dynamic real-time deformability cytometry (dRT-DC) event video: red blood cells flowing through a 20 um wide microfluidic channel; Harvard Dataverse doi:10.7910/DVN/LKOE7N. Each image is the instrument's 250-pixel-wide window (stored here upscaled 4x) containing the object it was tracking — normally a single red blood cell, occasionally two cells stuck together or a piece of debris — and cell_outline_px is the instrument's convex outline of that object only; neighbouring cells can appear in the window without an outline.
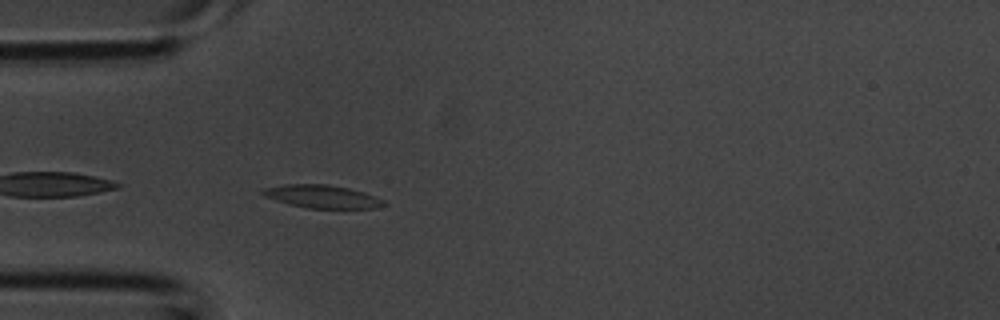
{"species": "common noctule bat (a hibernating species)", "species_latin": "Nyctalus noctula", "temperature_condition": "room temperature", "stored_images_in_passage": 31, "camera_frame_rate_fps": 3000, "um_per_image_px": 0.085, "animal": {"sex": "male", "body_mass_g": 20.1, "forearm_length_mm": 53.5}, "frame": {"image": 1, "passage_image": 3, "time_ms": 0.667, "image_size_px": [1000, 320], "cell_outline_px": [[388, 204], [376, 208], [308, 208], [288, 204], [264, 196], [260, 192], [260, 188], [284, 184], [328, 184], [348, 188], [364, 192], [384, 200]], "centroid_in_image_um": [27.35, 16.7], "position_along_channel_um": 57.7, "area_um2": 16.36}}
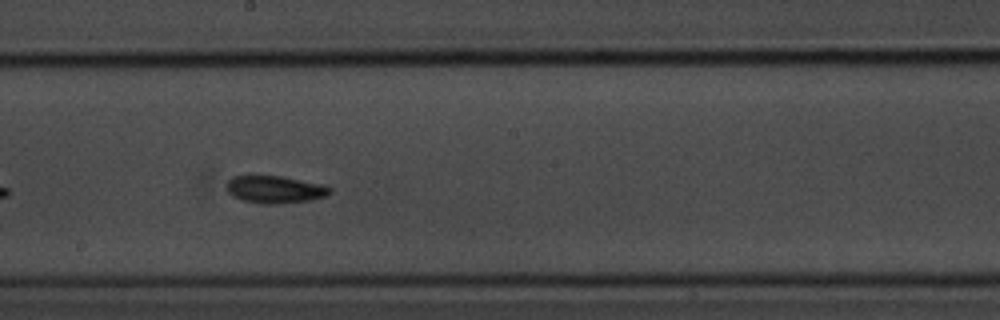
{"frame": {"image": 2, "passage_image": 13, "time_ms": 4.0, "image_size_px": [1000, 320], "cell_outline_px": [[332, 192], [324, 196], [308, 200], [280, 204], [260, 204], [244, 200], [232, 196], [228, 192], [228, 180], [232, 176], [252, 172], [280, 176], [324, 184], [332, 188]], "centroid_in_image_um": [23.32, 16.05], "position_along_channel_um": 224.9, "area_um2": 17.11}}
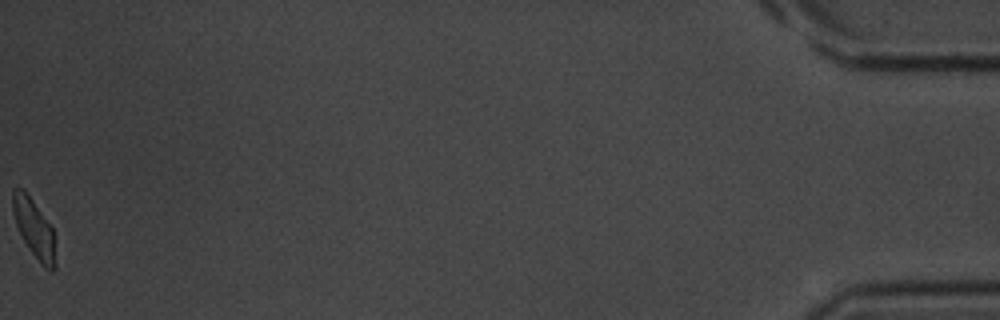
{"frame": {"image": 3, "passage_image": 31, "time_ms": 10.0, "image_size_px": [1000, 320], "cell_outline_px": [[56, 268], [52, 272], [44, 268], [28, 248], [16, 224], [12, 212], [12, 188], [24, 188], [52, 228], [56, 264]], "centroid_in_image_um": [2.88, 19.42], "position_along_channel_um": 432.3, "area_um2": 14.51}}